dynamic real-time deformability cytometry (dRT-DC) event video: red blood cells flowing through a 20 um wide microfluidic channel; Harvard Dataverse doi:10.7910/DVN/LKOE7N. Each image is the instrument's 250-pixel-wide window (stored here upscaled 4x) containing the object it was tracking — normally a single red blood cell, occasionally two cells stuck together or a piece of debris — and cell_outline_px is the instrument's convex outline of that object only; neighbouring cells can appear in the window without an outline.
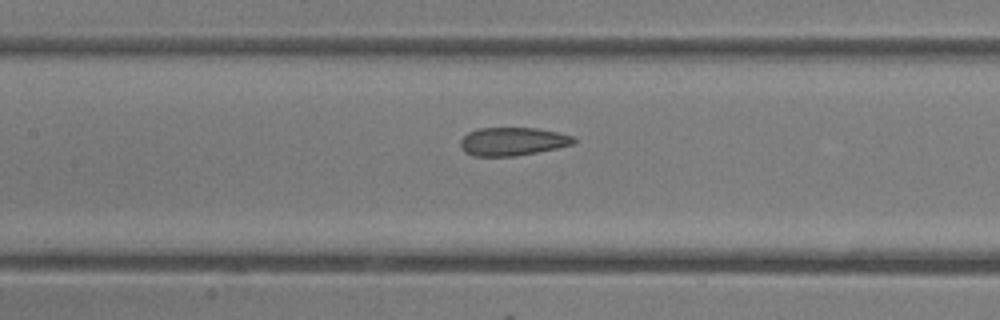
{"species": "common noctule bat (a hibernating species)", "species_latin": "Nyctalus noctula", "temperature_condition": "room temperature", "stored_images_in_passage": 40, "camera_frame_rate_fps": 3000, "um_per_image_px": 0.085, "animal": {"sex": "female"}, "frame": {"image": 1, "passage_image": 18, "time_ms": 5.667, "image_size_px": [1000, 320], "cell_outline_px": [[576, 144], [536, 152], [512, 156], [472, 156], [464, 152], [460, 148], [460, 140], [468, 132], [480, 128], [536, 128], [560, 132], [572, 136], [576, 140]], "centroid_in_image_um": [43.56, 12.02], "position_along_channel_um": 163.8, "area_um2": 18.73}}
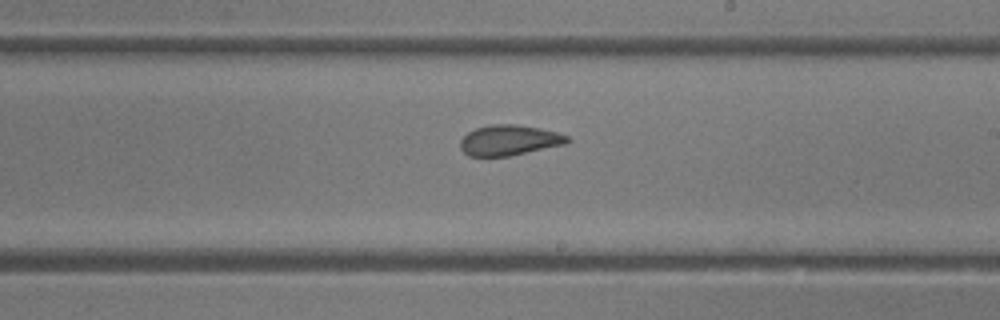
{"frame": {"image": 2, "passage_image": 23, "time_ms": 7.333, "image_size_px": [1000, 320], "cell_outline_px": [[572, 140], [564, 144], [508, 156], [468, 156], [460, 148], [460, 140], [468, 132], [476, 128], [492, 124], [516, 124], [540, 128], [556, 132], [568, 136]], "centroid_in_image_um": [43.27, 11.91], "position_along_channel_um": 245.7, "area_um2": 18.84}}
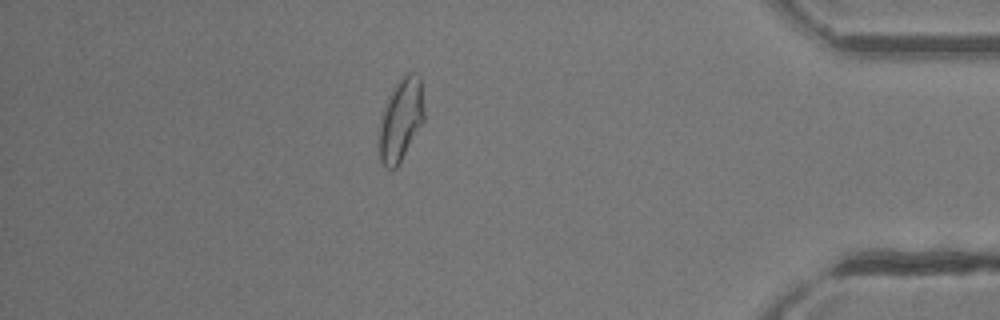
{"frame": {"image": 3, "passage_image": 35, "time_ms": 11.333, "image_size_px": [1000, 320], "cell_outline_px": [[424, 120], [396, 168], [384, 168], [380, 160], [380, 116], [384, 104], [392, 88], [400, 76], [404, 72], [412, 72], [420, 76], [424, 112]], "centroid_in_image_um": [34.06, 10.1], "position_along_channel_um": 401.1, "area_um2": 21.68}}